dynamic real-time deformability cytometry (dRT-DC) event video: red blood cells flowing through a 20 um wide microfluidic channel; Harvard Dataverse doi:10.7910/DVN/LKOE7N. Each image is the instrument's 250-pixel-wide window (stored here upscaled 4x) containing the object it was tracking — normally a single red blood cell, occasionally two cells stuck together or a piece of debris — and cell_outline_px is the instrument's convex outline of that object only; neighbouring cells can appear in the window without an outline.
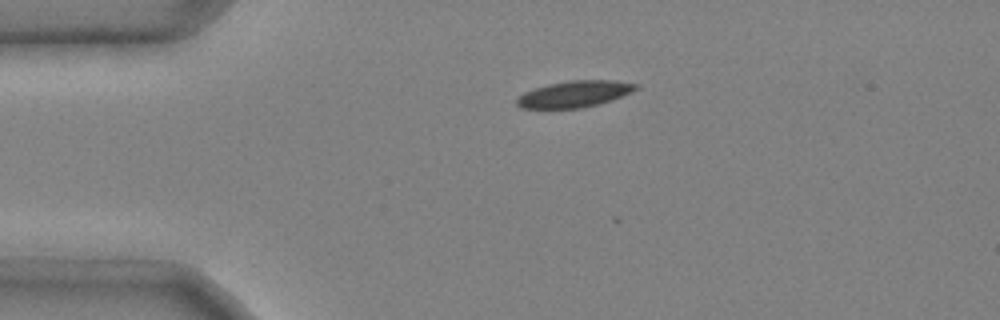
{"species": "common noctule bat (a hibernating species)", "species_latin": "Nyctalus noctula", "temperature_condition": "cold", "stored_images_in_passage": 30, "camera_frame_rate_fps": 3000, "um_per_image_px": 0.085, "animal": {"sex": "male", "body_mass_g": 20.4}, "frame": {"image": 1, "passage_image": 1, "time_ms": 0.0, "image_size_px": [1000, 320], "cell_outline_px": [[640, 88], [612, 100], [584, 108], [520, 108], [516, 104], [516, 100], [524, 92], [548, 84], [568, 80], [612, 80], [640, 84]], "centroid_in_image_um": [48.86, 7.99], "position_along_channel_um": 36.1, "area_um2": 18.38}}
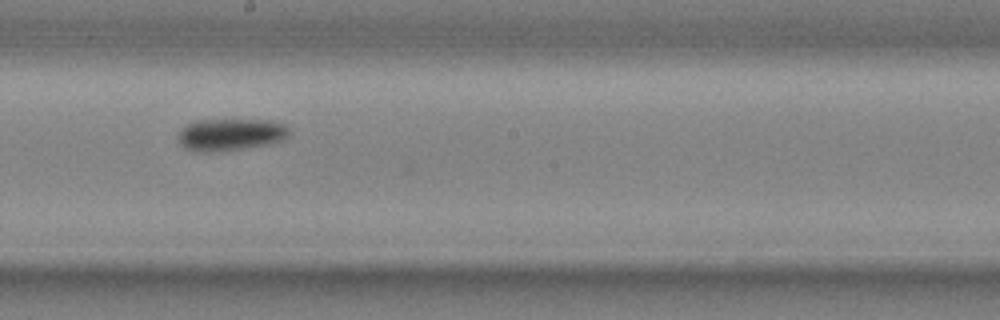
{"frame": {"image": 2, "passage_image": 18, "time_ms": 5.667, "image_size_px": [1000, 320], "cell_outline_px": [[292, 132], [284, 140], [268, 144], [220, 152], [196, 152], [184, 148], [180, 144], [180, 128], [192, 120], [272, 120], [284, 124]], "centroid_in_image_um": [19.6, 11.44], "position_along_channel_um": 228.6, "area_um2": 21.1}}
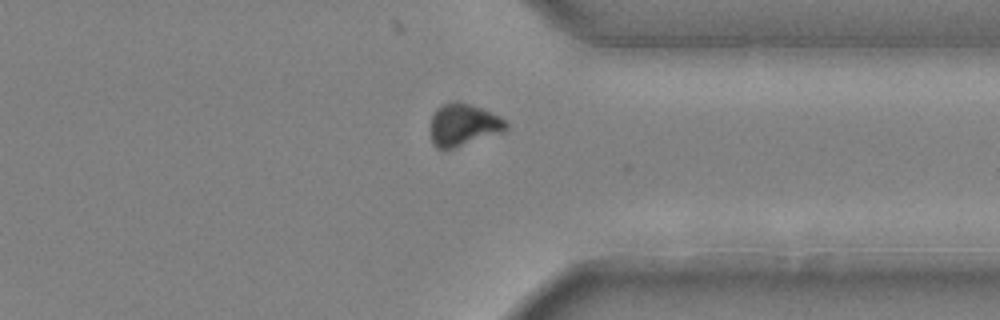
{"frame": {"image": 3, "passage_image": 29, "time_ms": 9.333, "image_size_px": [1000, 320], "cell_outline_px": [[508, 128], [504, 132], [452, 148], [436, 148], [432, 144], [432, 116], [436, 108], [452, 100], [460, 100], [500, 116], [508, 124]], "centroid_in_image_um": [39.4, 10.59], "position_along_channel_um": 372.0, "area_um2": 18.5}, "authors_computed_cell_mechanics": {"area_um2": 19.9121, "velocity_mm_per_s": 3.9665, "shape_relaxation_time_tau1_ms": 6.1275, "shape_relaxation_time_tau2_ms": null, "deformation_change_tau1": 0.112, "deformation_change_tau2": null}}